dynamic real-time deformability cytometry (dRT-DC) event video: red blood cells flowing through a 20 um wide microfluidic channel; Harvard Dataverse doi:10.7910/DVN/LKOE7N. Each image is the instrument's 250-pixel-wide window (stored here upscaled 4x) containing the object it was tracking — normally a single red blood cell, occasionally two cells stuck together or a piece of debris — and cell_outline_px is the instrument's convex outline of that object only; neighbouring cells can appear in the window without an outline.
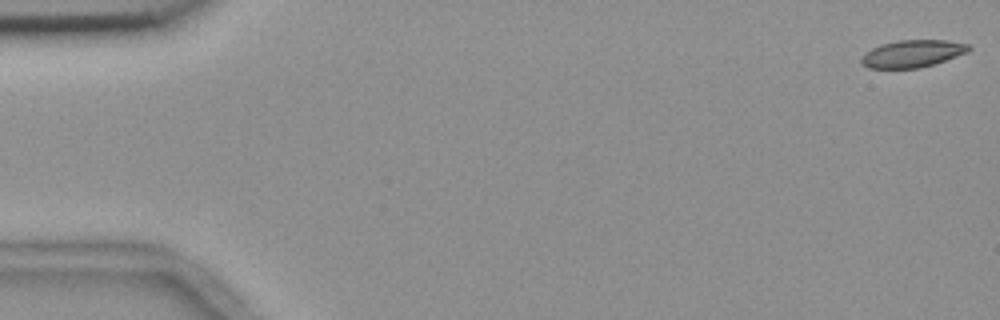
{"species": "common noctule bat (a hibernating species)", "species_latin": "Nyctalus noctula", "temperature_condition": "room temperature", "stored_images_in_passage": 55, "camera_frame_rate_fps": 3000, "um_per_image_px": 0.085, "animal": {"sex": "female", "body_mass_g": 18.4}, "frame": {"image": 1, "passage_image": 1, "time_ms": 0.0, "image_size_px": [1000, 320], "cell_outline_px": [[972, 48], [968, 52], [920, 68], [868, 68], [860, 64], [860, 60], [872, 48], [880, 44], [896, 40], [948, 40], [968, 44]], "centroid_in_image_um": [77.55, 4.55], "position_along_channel_um": 7.4, "area_um2": 16.99}}
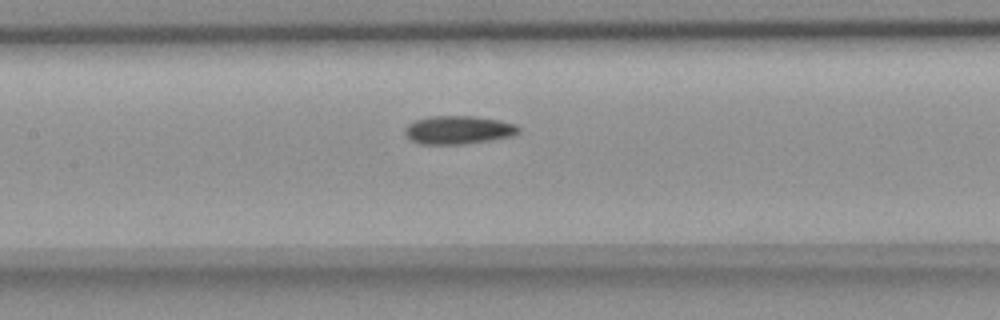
{"frame": {"image": 2, "passage_image": 26, "time_ms": 8.333, "image_size_px": [1000, 320], "cell_outline_px": [[520, 132], [516, 136], [464, 144], [420, 144], [412, 140], [404, 132], [404, 128], [408, 124], [416, 120], [428, 116], [476, 116], [516, 124], [520, 128]], "centroid_in_image_um": [38.99, 11.04], "position_along_channel_um": 168.4, "area_um2": 18.84}}
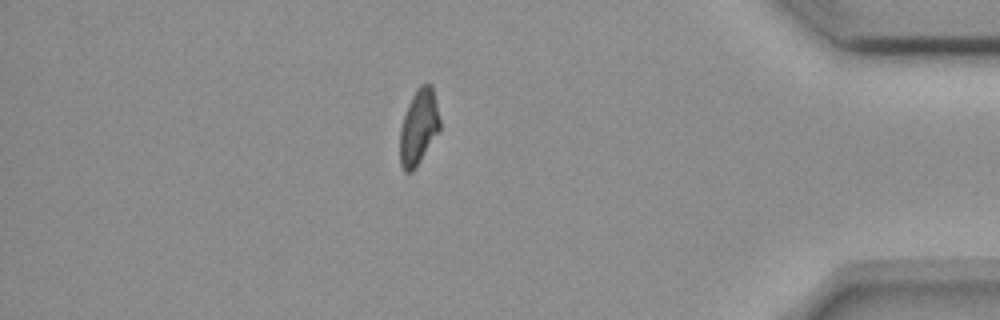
{"frame": {"image": 3, "passage_image": 48, "time_ms": 15.667, "image_size_px": [1000, 320], "cell_outline_px": [[440, 128], [420, 160], [412, 172], [404, 172], [400, 164], [400, 128], [408, 104], [416, 88], [420, 84], [432, 84], [440, 120]], "centroid_in_image_um": [35.57, 10.77], "position_along_channel_um": 399.6, "area_um2": 17.28}, "authors_computed_cell_mechanics": {"area_um2": 18.2648, "velocity_mm_per_s": 3.6673, "shape_relaxation_time_tau1_ms": 8.0338, "shape_relaxation_time_tau2_ms": 3.6826, "deformation_change_tau1": 0.1727, "deformation_change_tau2": 0.0835}}